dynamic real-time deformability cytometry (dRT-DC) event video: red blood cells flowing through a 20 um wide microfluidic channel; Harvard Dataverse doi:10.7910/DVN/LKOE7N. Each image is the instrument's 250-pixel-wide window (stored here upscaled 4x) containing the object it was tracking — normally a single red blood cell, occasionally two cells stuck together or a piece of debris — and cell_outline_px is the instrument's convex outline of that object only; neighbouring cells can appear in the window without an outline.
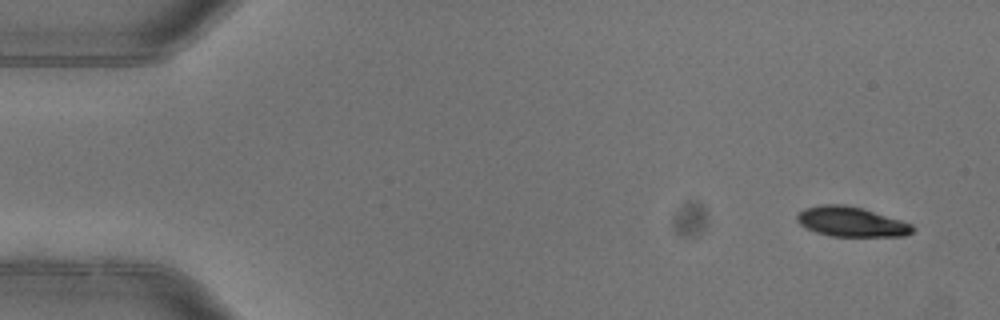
{"species": "common noctule bat (a hibernating species)", "species_latin": "Nyctalus noctula", "temperature_condition": "warm", "stored_images_in_passage": 5, "camera_frame_rate_fps": 3000, "um_per_image_px": 0.085, "animal": {"sex": "female"}, "frame": {"image": 1, "passage_image": 1, "time_ms": 0.0, "image_size_px": [1000, 320], "cell_outline_px": [[916, 228], [912, 232], [904, 236], [832, 236], [816, 232], [800, 224], [796, 220], [796, 216], [804, 208], [820, 204], [844, 204], [864, 208], [912, 224]], "centroid_in_image_um": [72.36, 18.84], "position_along_channel_um": 12.6, "area_um2": 20.11}}
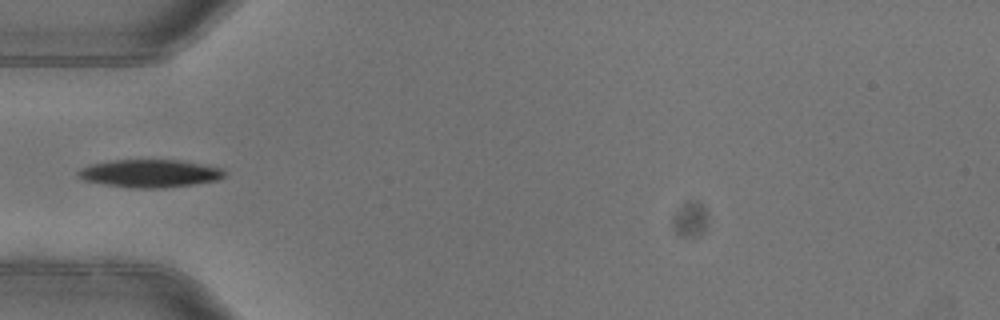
{"frame": {"image": 2, "passage_image": 4, "time_ms": 1.0, "image_size_px": [1000, 320], "cell_outline_px": [[228, 172], [220, 180], [164, 188], [128, 188], [84, 180], [76, 172], [80, 168], [88, 164], [112, 160], [180, 160], [224, 168]], "centroid_in_image_um": [12.77, 14.73], "position_along_channel_um": 72.2, "area_um2": 23.93}}